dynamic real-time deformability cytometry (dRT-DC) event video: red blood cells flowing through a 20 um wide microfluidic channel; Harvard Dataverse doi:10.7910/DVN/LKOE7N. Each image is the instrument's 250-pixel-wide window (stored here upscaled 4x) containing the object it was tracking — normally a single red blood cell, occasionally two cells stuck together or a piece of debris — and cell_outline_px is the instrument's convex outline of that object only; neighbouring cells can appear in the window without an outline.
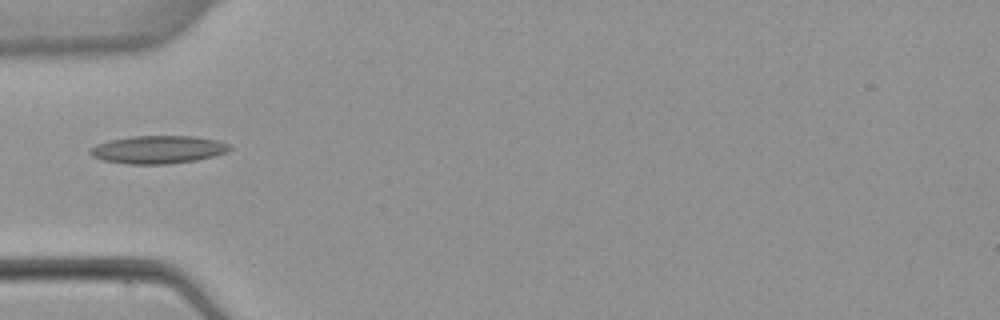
{"species": "common noctule bat (a hibernating species)", "species_latin": "Nyctalus noctula", "temperature_condition": "warm", "stored_images_in_passage": 6, "camera_frame_rate_fps": 3000, "um_per_image_px": 0.085, "animal": {"sex": "female", "body_mass_g": 22.7, "forearm_length_mm": 54.2}, "frame": {"image": 1, "passage_image": 6, "time_ms": 7.333, "image_size_px": [1000, 320], "cell_outline_px": [[232, 148], [228, 152], [196, 160], [168, 164], [128, 164], [104, 160], [92, 156], [88, 152], [96, 144], [108, 140], [132, 136], [192, 136], [216, 140], [228, 144]], "centroid_in_image_um": [13.42, 12.71], "position_along_channel_um": 71.6, "area_um2": 22.6}}